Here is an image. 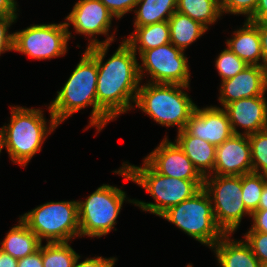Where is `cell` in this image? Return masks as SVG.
Instances as JSON below:
<instances>
[{"label": "cell", "mask_w": 267, "mask_h": 267, "mask_svg": "<svg viewBox=\"0 0 267 267\" xmlns=\"http://www.w3.org/2000/svg\"><path fill=\"white\" fill-rule=\"evenodd\" d=\"M113 41L114 35L108 36L103 42L93 38L86 51L97 62V104L115 119L133 107L130 102H136L141 78L137 54L125 40L103 64L108 47Z\"/></svg>", "instance_id": "6da1fadb"}, {"label": "cell", "mask_w": 267, "mask_h": 267, "mask_svg": "<svg viewBox=\"0 0 267 267\" xmlns=\"http://www.w3.org/2000/svg\"><path fill=\"white\" fill-rule=\"evenodd\" d=\"M97 62L85 50L69 79L49 105L51 114L58 124L82 108L93 106L89 126L98 131L113 120L98 104L96 97Z\"/></svg>", "instance_id": "7a4b0ae2"}, {"label": "cell", "mask_w": 267, "mask_h": 267, "mask_svg": "<svg viewBox=\"0 0 267 267\" xmlns=\"http://www.w3.org/2000/svg\"><path fill=\"white\" fill-rule=\"evenodd\" d=\"M143 162L142 167L123 163L119 170L114 171L142 186L155 199L156 203L128 200L143 211L160 216L170 207L191 198L203 187L204 180L167 177L156 172L145 160Z\"/></svg>", "instance_id": "3957f363"}, {"label": "cell", "mask_w": 267, "mask_h": 267, "mask_svg": "<svg viewBox=\"0 0 267 267\" xmlns=\"http://www.w3.org/2000/svg\"><path fill=\"white\" fill-rule=\"evenodd\" d=\"M40 109L12 107L9 125L0 128L3 147L6 148L11 161L26 166L30 159L41 151L44 139L59 125L50 112V127ZM49 129V130H48Z\"/></svg>", "instance_id": "277c9868"}, {"label": "cell", "mask_w": 267, "mask_h": 267, "mask_svg": "<svg viewBox=\"0 0 267 267\" xmlns=\"http://www.w3.org/2000/svg\"><path fill=\"white\" fill-rule=\"evenodd\" d=\"M179 84L150 83L139 87L136 106L157 123L170 127L178 126V132L185 129L196 104Z\"/></svg>", "instance_id": "5b68a950"}, {"label": "cell", "mask_w": 267, "mask_h": 267, "mask_svg": "<svg viewBox=\"0 0 267 267\" xmlns=\"http://www.w3.org/2000/svg\"><path fill=\"white\" fill-rule=\"evenodd\" d=\"M160 217L210 248L225 235L215 221L212 201L203 187L191 198L167 209Z\"/></svg>", "instance_id": "8992f818"}, {"label": "cell", "mask_w": 267, "mask_h": 267, "mask_svg": "<svg viewBox=\"0 0 267 267\" xmlns=\"http://www.w3.org/2000/svg\"><path fill=\"white\" fill-rule=\"evenodd\" d=\"M20 219L39 240L47 243L68 242L80 237L78 201L47 202Z\"/></svg>", "instance_id": "52a82bcc"}, {"label": "cell", "mask_w": 267, "mask_h": 267, "mask_svg": "<svg viewBox=\"0 0 267 267\" xmlns=\"http://www.w3.org/2000/svg\"><path fill=\"white\" fill-rule=\"evenodd\" d=\"M125 198L123 190L103 184L84 202L78 201L80 237L107 235L115 227Z\"/></svg>", "instance_id": "ba28073f"}, {"label": "cell", "mask_w": 267, "mask_h": 267, "mask_svg": "<svg viewBox=\"0 0 267 267\" xmlns=\"http://www.w3.org/2000/svg\"><path fill=\"white\" fill-rule=\"evenodd\" d=\"M203 188L213 201L212 208L217 225L225 234L231 236L242 217L246 214L251 216L242 199L241 176L208 175L204 177Z\"/></svg>", "instance_id": "9c48e42d"}, {"label": "cell", "mask_w": 267, "mask_h": 267, "mask_svg": "<svg viewBox=\"0 0 267 267\" xmlns=\"http://www.w3.org/2000/svg\"><path fill=\"white\" fill-rule=\"evenodd\" d=\"M13 34V50L39 60L64 56L72 36L65 22L32 25Z\"/></svg>", "instance_id": "30bf717a"}, {"label": "cell", "mask_w": 267, "mask_h": 267, "mask_svg": "<svg viewBox=\"0 0 267 267\" xmlns=\"http://www.w3.org/2000/svg\"><path fill=\"white\" fill-rule=\"evenodd\" d=\"M142 66L139 65V74L142 80L144 69L152 78L150 83L179 84L189 86L190 72L188 58L184 51L175 47L171 42L140 55Z\"/></svg>", "instance_id": "8fae6325"}, {"label": "cell", "mask_w": 267, "mask_h": 267, "mask_svg": "<svg viewBox=\"0 0 267 267\" xmlns=\"http://www.w3.org/2000/svg\"><path fill=\"white\" fill-rule=\"evenodd\" d=\"M144 160L159 174L185 180H204L176 142L166 137Z\"/></svg>", "instance_id": "7c38bea8"}, {"label": "cell", "mask_w": 267, "mask_h": 267, "mask_svg": "<svg viewBox=\"0 0 267 267\" xmlns=\"http://www.w3.org/2000/svg\"><path fill=\"white\" fill-rule=\"evenodd\" d=\"M185 130L216 147L233 135L227 112L215 106L199 109L196 105Z\"/></svg>", "instance_id": "4fadbf2b"}, {"label": "cell", "mask_w": 267, "mask_h": 267, "mask_svg": "<svg viewBox=\"0 0 267 267\" xmlns=\"http://www.w3.org/2000/svg\"><path fill=\"white\" fill-rule=\"evenodd\" d=\"M252 172L248 135L233 134L216 147L214 175L241 176Z\"/></svg>", "instance_id": "5bb4252c"}, {"label": "cell", "mask_w": 267, "mask_h": 267, "mask_svg": "<svg viewBox=\"0 0 267 267\" xmlns=\"http://www.w3.org/2000/svg\"><path fill=\"white\" fill-rule=\"evenodd\" d=\"M221 82L218 100L225 107L242 98L264 95L267 91V70L263 66L247 65L234 77Z\"/></svg>", "instance_id": "9a60e30c"}, {"label": "cell", "mask_w": 267, "mask_h": 267, "mask_svg": "<svg viewBox=\"0 0 267 267\" xmlns=\"http://www.w3.org/2000/svg\"><path fill=\"white\" fill-rule=\"evenodd\" d=\"M265 95L242 98L227 104V112L233 134L250 135L267 129V101ZM236 126L245 132L240 133Z\"/></svg>", "instance_id": "2e32d148"}, {"label": "cell", "mask_w": 267, "mask_h": 267, "mask_svg": "<svg viewBox=\"0 0 267 267\" xmlns=\"http://www.w3.org/2000/svg\"><path fill=\"white\" fill-rule=\"evenodd\" d=\"M114 16L100 0H79L70 14L65 18L67 27L74 26L76 34H85L91 38L94 35H107Z\"/></svg>", "instance_id": "e0dca14e"}, {"label": "cell", "mask_w": 267, "mask_h": 267, "mask_svg": "<svg viewBox=\"0 0 267 267\" xmlns=\"http://www.w3.org/2000/svg\"><path fill=\"white\" fill-rule=\"evenodd\" d=\"M175 142L203 177L212 175L216 159V146L190 135L185 129L178 132Z\"/></svg>", "instance_id": "ac0fdd59"}, {"label": "cell", "mask_w": 267, "mask_h": 267, "mask_svg": "<svg viewBox=\"0 0 267 267\" xmlns=\"http://www.w3.org/2000/svg\"><path fill=\"white\" fill-rule=\"evenodd\" d=\"M226 41L227 47L248 65L262 66L261 38L258 27L248 20L241 29L234 31V36Z\"/></svg>", "instance_id": "d6986e66"}, {"label": "cell", "mask_w": 267, "mask_h": 267, "mask_svg": "<svg viewBox=\"0 0 267 267\" xmlns=\"http://www.w3.org/2000/svg\"><path fill=\"white\" fill-rule=\"evenodd\" d=\"M212 249L221 267H260V261L244 241H235L225 234Z\"/></svg>", "instance_id": "ffe728a7"}, {"label": "cell", "mask_w": 267, "mask_h": 267, "mask_svg": "<svg viewBox=\"0 0 267 267\" xmlns=\"http://www.w3.org/2000/svg\"><path fill=\"white\" fill-rule=\"evenodd\" d=\"M18 224L7 233L0 248L16 259L24 258L34 253L42 243L21 219Z\"/></svg>", "instance_id": "44dd1931"}, {"label": "cell", "mask_w": 267, "mask_h": 267, "mask_svg": "<svg viewBox=\"0 0 267 267\" xmlns=\"http://www.w3.org/2000/svg\"><path fill=\"white\" fill-rule=\"evenodd\" d=\"M135 29V34L131 33L125 39L135 53L138 50L139 54H141L145 50H150L171 42L168 21L135 27Z\"/></svg>", "instance_id": "7402d4cb"}, {"label": "cell", "mask_w": 267, "mask_h": 267, "mask_svg": "<svg viewBox=\"0 0 267 267\" xmlns=\"http://www.w3.org/2000/svg\"><path fill=\"white\" fill-rule=\"evenodd\" d=\"M168 23L171 43L183 51L207 31L201 23L177 11L169 18Z\"/></svg>", "instance_id": "603a6c76"}, {"label": "cell", "mask_w": 267, "mask_h": 267, "mask_svg": "<svg viewBox=\"0 0 267 267\" xmlns=\"http://www.w3.org/2000/svg\"><path fill=\"white\" fill-rule=\"evenodd\" d=\"M137 6L134 27H141L168 21L176 12L177 0H139Z\"/></svg>", "instance_id": "cb8c5ba5"}, {"label": "cell", "mask_w": 267, "mask_h": 267, "mask_svg": "<svg viewBox=\"0 0 267 267\" xmlns=\"http://www.w3.org/2000/svg\"><path fill=\"white\" fill-rule=\"evenodd\" d=\"M177 12L189 16L208 29L209 24L222 16L220 3L216 0H177Z\"/></svg>", "instance_id": "d4e9b609"}, {"label": "cell", "mask_w": 267, "mask_h": 267, "mask_svg": "<svg viewBox=\"0 0 267 267\" xmlns=\"http://www.w3.org/2000/svg\"><path fill=\"white\" fill-rule=\"evenodd\" d=\"M78 256L68 242L47 243L42 246L43 267H73Z\"/></svg>", "instance_id": "484cf974"}, {"label": "cell", "mask_w": 267, "mask_h": 267, "mask_svg": "<svg viewBox=\"0 0 267 267\" xmlns=\"http://www.w3.org/2000/svg\"><path fill=\"white\" fill-rule=\"evenodd\" d=\"M243 202L247 211L252 214L257 211L261 195L266 184L265 175L248 173L241 175Z\"/></svg>", "instance_id": "4316f807"}, {"label": "cell", "mask_w": 267, "mask_h": 267, "mask_svg": "<svg viewBox=\"0 0 267 267\" xmlns=\"http://www.w3.org/2000/svg\"><path fill=\"white\" fill-rule=\"evenodd\" d=\"M248 139L251 146L252 172L267 175V129L248 135Z\"/></svg>", "instance_id": "83f0119b"}, {"label": "cell", "mask_w": 267, "mask_h": 267, "mask_svg": "<svg viewBox=\"0 0 267 267\" xmlns=\"http://www.w3.org/2000/svg\"><path fill=\"white\" fill-rule=\"evenodd\" d=\"M216 59L215 66L222 81L234 77L248 65L228 47L224 49Z\"/></svg>", "instance_id": "f1b7e54d"}, {"label": "cell", "mask_w": 267, "mask_h": 267, "mask_svg": "<svg viewBox=\"0 0 267 267\" xmlns=\"http://www.w3.org/2000/svg\"><path fill=\"white\" fill-rule=\"evenodd\" d=\"M258 0H222L220 3L221 12L235 15H247V20L255 13Z\"/></svg>", "instance_id": "f546056e"}, {"label": "cell", "mask_w": 267, "mask_h": 267, "mask_svg": "<svg viewBox=\"0 0 267 267\" xmlns=\"http://www.w3.org/2000/svg\"><path fill=\"white\" fill-rule=\"evenodd\" d=\"M244 237L260 263H267V233L247 232Z\"/></svg>", "instance_id": "4dcf8cb0"}, {"label": "cell", "mask_w": 267, "mask_h": 267, "mask_svg": "<svg viewBox=\"0 0 267 267\" xmlns=\"http://www.w3.org/2000/svg\"><path fill=\"white\" fill-rule=\"evenodd\" d=\"M17 17H0V54L13 50L14 34L8 32V28Z\"/></svg>", "instance_id": "1f68e13d"}, {"label": "cell", "mask_w": 267, "mask_h": 267, "mask_svg": "<svg viewBox=\"0 0 267 267\" xmlns=\"http://www.w3.org/2000/svg\"><path fill=\"white\" fill-rule=\"evenodd\" d=\"M116 18L123 17L127 12L132 11L139 0H100Z\"/></svg>", "instance_id": "d6a6232c"}, {"label": "cell", "mask_w": 267, "mask_h": 267, "mask_svg": "<svg viewBox=\"0 0 267 267\" xmlns=\"http://www.w3.org/2000/svg\"><path fill=\"white\" fill-rule=\"evenodd\" d=\"M80 256L77 257L73 267H113L115 265L116 258H103L97 256L95 258H86L84 261L79 262Z\"/></svg>", "instance_id": "836d02e7"}, {"label": "cell", "mask_w": 267, "mask_h": 267, "mask_svg": "<svg viewBox=\"0 0 267 267\" xmlns=\"http://www.w3.org/2000/svg\"><path fill=\"white\" fill-rule=\"evenodd\" d=\"M253 225L248 232L267 233V210H257L251 214Z\"/></svg>", "instance_id": "e575fe53"}, {"label": "cell", "mask_w": 267, "mask_h": 267, "mask_svg": "<svg viewBox=\"0 0 267 267\" xmlns=\"http://www.w3.org/2000/svg\"><path fill=\"white\" fill-rule=\"evenodd\" d=\"M17 267H43L42 243L37 251L30 254L29 256L18 259Z\"/></svg>", "instance_id": "d590c367"}, {"label": "cell", "mask_w": 267, "mask_h": 267, "mask_svg": "<svg viewBox=\"0 0 267 267\" xmlns=\"http://www.w3.org/2000/svg\"><path fill=\"white\" fill-rule=\"evenodd\" d=\"M257 27L261 38V46L263 53L262 66L267 70V21L253 22Z\"/></svg>", "instance_id": "8d00e7d4"}, {"label": "cell", "mask_w": 267, "mask_h": 267, "mask_svg": "<svg viewBox=\"0 0 267 267\" xmlns=\"http://www.w3.org/2000/svg\"><path fill=\"white\" fill-rule=\"evenodd\" d=\"M15 0H0V17H18Z\"/></svg>", "instance_id": "74e56055"}, {"label": "cell", "mask_w": 267, "mask_h": 267, "mask_svg": "<svg viewBox=\"0 0 267 267\" xmlns=\"http://www.w3.org/2000/svg\"><path fill=\"white\" fill-rule=\"evenodd\" d=\"M250 22L267 21V0H258L255 13L248 19Z\"/></svg>", "instance_id": "f35d334b"}, {"label": "cell", "mask_w": 267, "mask_h": 267, "mask_svg": "<svg viewBox=\"0 0 267 267\" xmlns=\"http://www.w3.org/2000/svg\"><path fill=\"white\" fill-rule=\"evenodd\" d=\"M18 259L0 249V267H17Z\"/></svg>", "instance_id": "ab89813d"}, {"label": "cell", "mask_w": 267, "mask_h": 267, "mask_svg": "<svg viewBox=\"0 0 267 267\" xmlns=\"http://www.w3.org/2000/svg\"><path fill=\"white\" fill-rule=\"evenodd\" d=\"M257 210H267V183L264 186Z\"/></svg>", "instance_id": "60d3db41"}, {"label": "cell", "mask_w": 267, "mask_h": 267, "mask_svg": "<svg viewBox=\"0 0 267 267\" xmlns=\"http://www.w3.org/2000/svg\"><path fill=\"white\" fill-rule=\"evenodd\" d=\"M3 149V142H2V138H1V135H0V153H1V150Z\"/></svg>", "instance_id": "b9f144b4"}, {"label": "cell", "mask_w": 267, "mask_h": 267, "mask_svg": "<svg viewBox=\"0 0 267 267\" xmlns=\"http://www.w3.org/2000/svg\"><path fill=\"white\" fill-rule=\"evenodd\" d=\"M260 267H267V263H260Z\"/></svg>", "instance_id": "7bdbcfd3"}]
</instances>
